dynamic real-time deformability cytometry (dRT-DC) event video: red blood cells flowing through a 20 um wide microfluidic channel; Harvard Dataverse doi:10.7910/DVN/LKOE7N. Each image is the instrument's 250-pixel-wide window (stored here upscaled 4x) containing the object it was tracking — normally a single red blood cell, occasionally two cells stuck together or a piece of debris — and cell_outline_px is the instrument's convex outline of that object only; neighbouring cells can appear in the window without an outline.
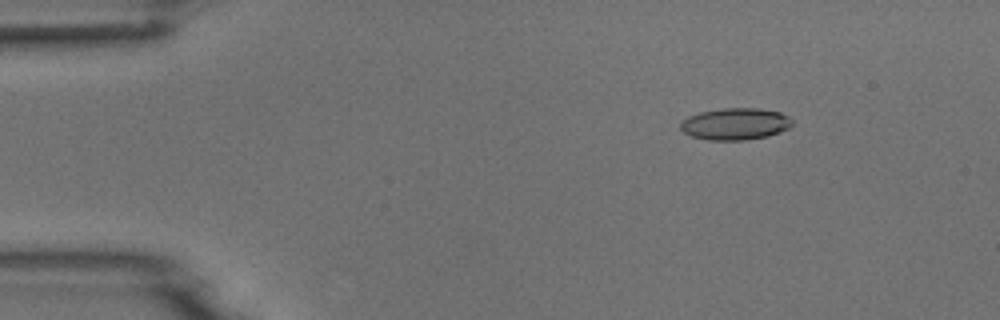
{"species": "common noctule bat (a hibernating species)", "species_latin": "Nyctalus noctula", "temperature_condition": "room temperature", "stored_images_in_passage": 4, "camera_frame_rate_fps": 3000, "um_per_image_px": 0.085, "animal": {"sex": "male", "body_mass_g": 18.8}, "frame": {"image": 1, "passage_image": 2, "time_ms": 2.0, "image_size_px": [1000, 320], "cell_outline_px": [[792, 124], [788, 128], [780, 132], [768, 136], [744, 140], [708, 140], [692, 136], [684, 132], [680, 128], [680, 120], [688, 116], [700, 112], [724, 108], [760, 108], [780, 112], [788, 116], [792, 120]], "centroid_in_image_um": [62.49, 10.53], "position_along_channel_um": 22.5, "area_um2": 20.81}}